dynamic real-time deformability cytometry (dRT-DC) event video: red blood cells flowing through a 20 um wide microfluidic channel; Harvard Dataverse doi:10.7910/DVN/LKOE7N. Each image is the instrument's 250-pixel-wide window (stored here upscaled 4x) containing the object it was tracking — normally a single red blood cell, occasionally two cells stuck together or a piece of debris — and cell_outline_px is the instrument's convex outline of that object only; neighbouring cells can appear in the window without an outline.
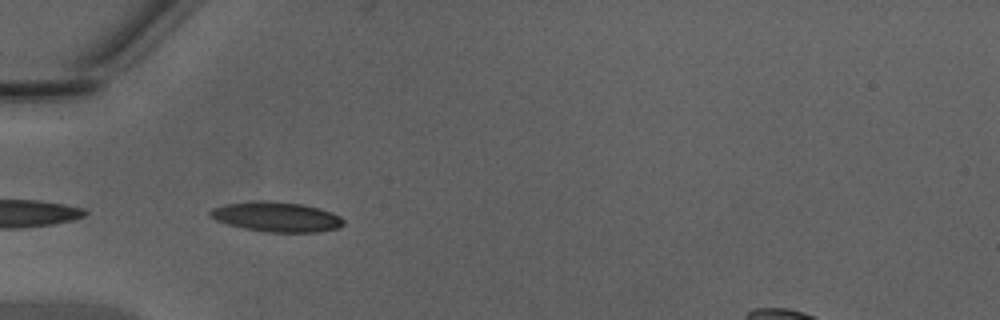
{"species": "Egyptian fruit bat (a non-hibernating species)", "species_latin": "Rousettus aegyptiacus", "temperature_condition": "warm", "stored_images_in_passage": 3, "camera_frame_rate_fps": 3000, "um_per_image_px": 0.085, "animal": {"sex": "male"}, "frame": {"image": 1, "passage_image": 1, "time_ms": 0.0, "image_size_px": [1000, 320], "cell_outline_px": [[344, 224], [340, 228], [320, 232], [268, 232], [244, 228], [228, 224], [216, 220], [208, 216], [208, 212], [212, 208], [224, 204], [252, 200], [268, 200], [304, 204], [320, 208], [332, 212], [340, 216], [344, 220]], "centroid_in_image_um": [23.51, 18.42], "position_along_channel_um": 61.5, "area_um2": 23.64}}